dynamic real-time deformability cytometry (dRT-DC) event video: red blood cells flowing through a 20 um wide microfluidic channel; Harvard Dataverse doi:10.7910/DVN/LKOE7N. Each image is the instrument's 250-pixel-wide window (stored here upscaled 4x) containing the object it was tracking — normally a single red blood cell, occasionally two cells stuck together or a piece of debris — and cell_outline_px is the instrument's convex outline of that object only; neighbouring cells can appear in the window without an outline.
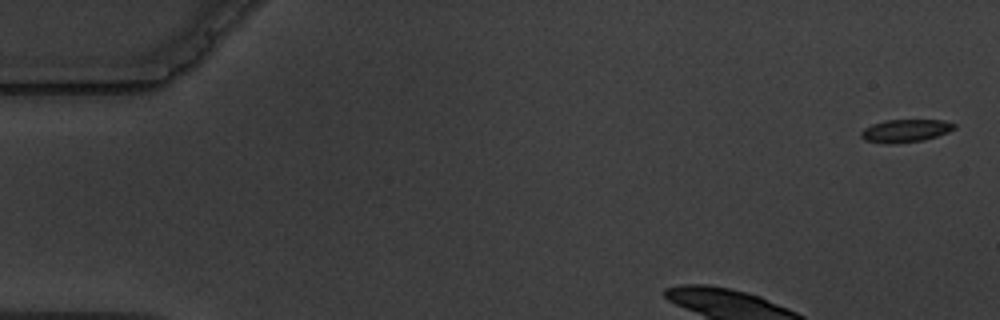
{"species": "common noctule bat (a hibernating species)", "species_latin": "Nyctalus noctula", "temperature_condition": "warm", "stored_images_in_passage": 6, "camera_frame_rate_fps": 3000, "um_per_image_px": 0.085, "animal": {"sex": "male", "body_mass_g": 19.5, "forearm_length_mm": 54.6}, "frame": {"image": 1, "passage_image": 1, "time_ms": 0.0, "image_size_px": [1000, 320], "cell_outline_px": [[956, 128], [948, 132], [924, 140], [892, 144], [884, 144], [864, 140], [860, 136], [860, 132], [864, 128], [872, 124], [884, 120], [944, 120], [956, 124]], "centroid_in_image_um": [76.94, 11.12], "position_along_channel_um": 8.1, "area_um2": 12.54}}
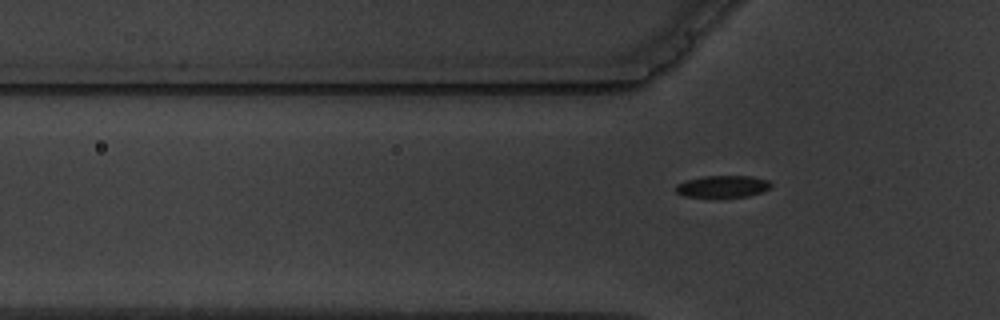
{"frame": {"image": 2, "passage_image": 6, "time_ms": 5.667, "image_size_px": [1000, 320], "cell_outline_px": [[772, 184], [768, 188], [760, 192], [748, 196], [684, 196], [676, 192], [676, 184], [684, 180], [704, 176], [752, 176], [768, 180]], "centroid_in_image_um": [61.4, 15.82], "position_along_channel_um": 64.4, "area_um2": 11.91}}